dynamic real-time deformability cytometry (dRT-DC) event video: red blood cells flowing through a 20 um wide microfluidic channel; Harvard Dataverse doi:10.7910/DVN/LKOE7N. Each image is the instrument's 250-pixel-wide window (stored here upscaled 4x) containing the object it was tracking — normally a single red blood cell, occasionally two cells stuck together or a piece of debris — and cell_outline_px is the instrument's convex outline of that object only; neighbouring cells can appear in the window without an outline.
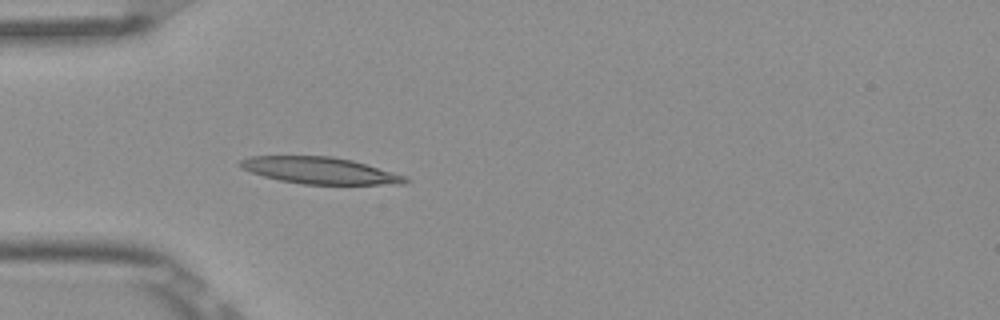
{"species": "Egyptian fruit bat (a non-hibernating species)", "species_latin": "Rousettus aegyptiacus", "temperature_condition": "room temperature", "stored_images_in_passage": 1, "camera_frame_rate_fps": 3000, "um_per_image_px": 0.085, "frame": {"image": 1, "passage_image": 1, "time_ms": 0.0, "image_size_px": [1000, 320], "cell_outline_px": [[408, 180], [404, 184], [300, 184], [280, 180], [264, 176], [240, 168], [236, 164], [240, 160], [252, 156], [332, 156], [352, 160], [404, 176]], "centroid_in_image_um": [27.11, 14.49], "position_along_channel_um": 57.9, "area_um2": 25.37}}